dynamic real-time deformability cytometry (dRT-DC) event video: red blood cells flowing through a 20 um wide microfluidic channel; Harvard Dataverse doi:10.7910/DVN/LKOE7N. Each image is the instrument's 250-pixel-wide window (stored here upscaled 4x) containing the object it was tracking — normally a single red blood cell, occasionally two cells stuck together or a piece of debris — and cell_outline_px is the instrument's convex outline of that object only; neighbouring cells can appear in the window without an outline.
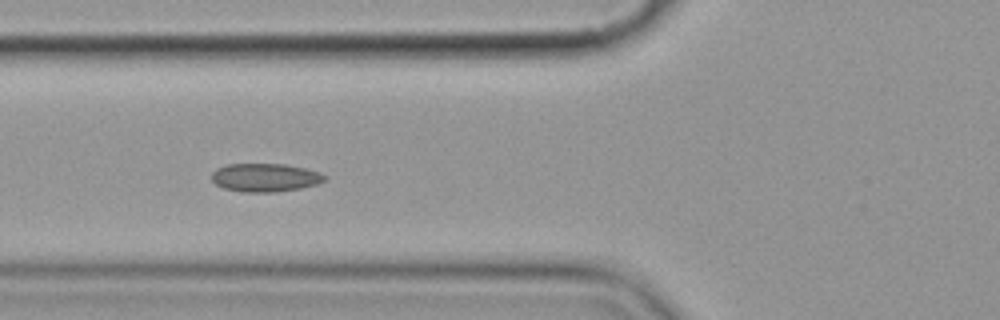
{"species": "common noctule bat (a hibernating species)", "species_latin": "Nyctalus noctula", "temperature_condition": "cold", "stored_images_in_passage": 14, "camera_frame_rate_fps": 3000, "um_per_image_px": 0.085, "animal": {"sex": "female", "body_mass_g": 19.9}, "frame": {"image": 1, "passage_image": 5, "time_ms": 5.333, "image_size_px": [1000, 320], "cell_outline_px": [[324, 180], [316, 184], [300, 188], [276, 192], [244, 192], [224, 188], [216, 184], [212, 180], [212, 172], [216, 168], [228, 164], [284, 164], [304, 168], [320, 172], [324, 176]], "centroid_in_image_um": [22.5, 15.09], "position_along_channel_um": 103.3, "area_um2": 18.5}}
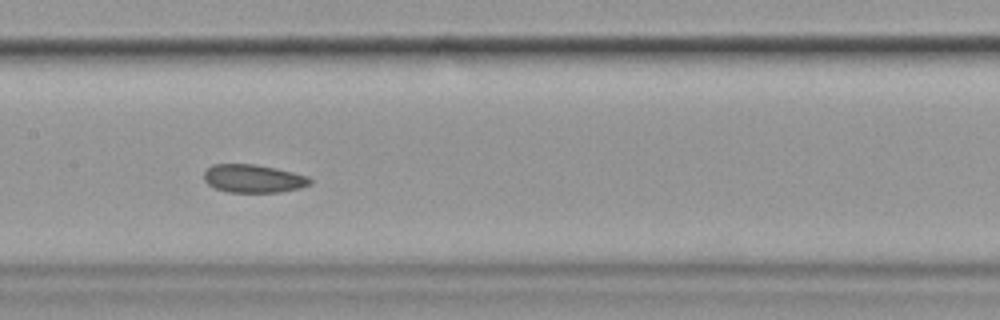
{"frame": {"image": 2, "passage_image": 7, "time_ms": 7.667, "image_size_px": [1000, 320], "cell_outline_px": [[312, 184], [300, 188], [280, 192], [228, 192], [216, 188], [208, 184], [204, 180], [204, 172], [212, 164], [252, 164], [276, 168], [308, 176], [312, 180]], "centroid_in_image_um": [21.55, 15.18], "position_along_channel_um": 185.9, "area_um2": 17.4}}
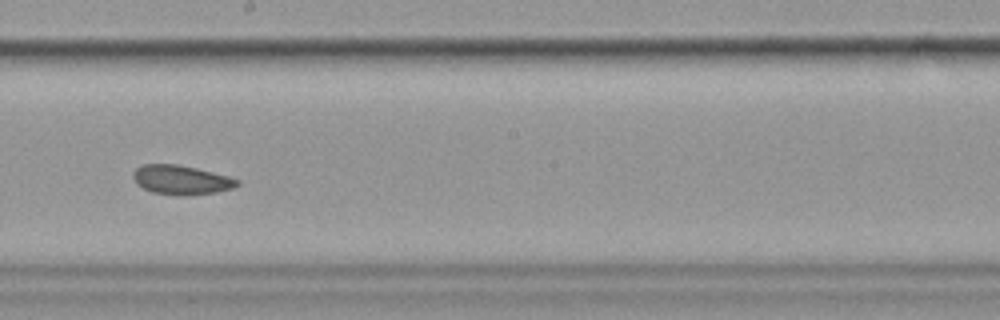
{"frame": {"image": 3, "passage_image": 8, "time_ms": 9.0, "image_size_px": [1000, 320], "cell_outline_px": [[240, 184], [232, 188], [216, 192], [152, 192], [136, 184], [132, 176], [132, 172], [136, 168], [144, 164], [176, 164], [196, 168], [228, 176], [240, 180]], "centroid_in_image_um": [15.37, 15.22], "position_along_channel_um": 232.8, "area_um2": 16.82}}